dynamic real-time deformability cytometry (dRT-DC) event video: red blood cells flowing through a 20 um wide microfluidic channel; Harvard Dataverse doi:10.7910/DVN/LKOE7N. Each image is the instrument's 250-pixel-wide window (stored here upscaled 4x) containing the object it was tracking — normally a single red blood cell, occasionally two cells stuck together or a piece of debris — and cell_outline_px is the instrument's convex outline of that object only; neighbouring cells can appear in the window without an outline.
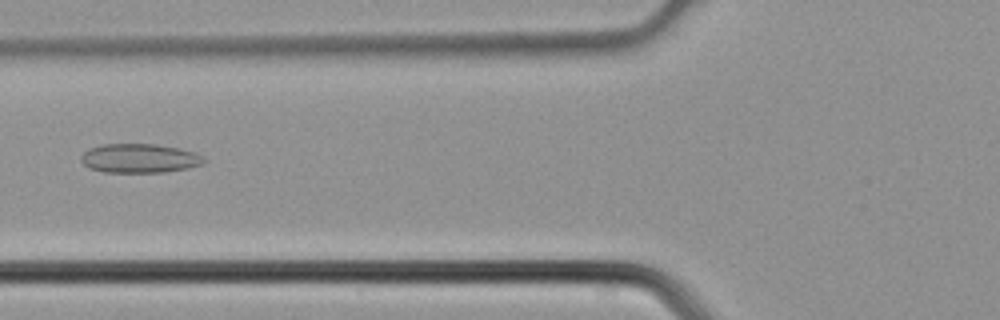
{"species": "common noctule bat (a hibernating species)", "species_latin": "Nyctalus noctula", "temperature_condition": "cold", "stored_images_in_passage": 5, "camera_frame_rate_fps": 3000, "um_per_image_px": 0.085, "animal": {"sex": "male", "body_mass_g": 21.5, "forearm_length_mm": 52.0}, "frame": {"image": 1, "passage_image": 5, "time_ms": 1.333, "image_size_px": [1000, 320], "cell_outline_px": [[208, 160], [200, 164], [188, 168], [164, 172], [104, 172], [88, 168], [80, 160], [80, 156], [88, 148], [104, 144], [156, 144], [180, 148], [196, 152]], "centroid_in_image_um": [11.85, 13.45], "position_along_channel_um": 113.9, "area_um2": 20.98}}